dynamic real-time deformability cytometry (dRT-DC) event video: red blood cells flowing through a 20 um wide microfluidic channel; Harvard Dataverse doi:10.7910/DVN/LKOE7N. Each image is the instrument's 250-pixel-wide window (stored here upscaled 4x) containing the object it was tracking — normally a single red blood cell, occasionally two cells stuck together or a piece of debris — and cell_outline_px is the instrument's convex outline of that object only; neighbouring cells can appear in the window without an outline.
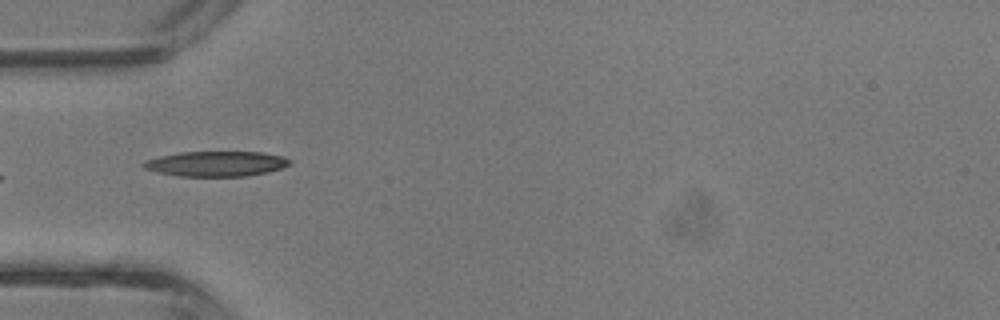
{"species": "common noctule bat (a hibernating species)", "species_latin": "Nyctalus noctula", "temperature_condition": "room temperature", "stored_images_in_passage": 22, "camera_frame_rate_fps": 3000, "um_per_image_px": 0.085, "animal": {"sex": "male", "body_mass_g": 13.3}, "frame": {"image": 1, "passage_image": 1, "time_ms": 0.0, "image_size_px": [1000, 320], "cell_outline_px": [[292, 164], [268, 172], [244, 176], [180, 176], [156, 172], [144, 168], [140, 164], [144, 160], [160, 156], [180, 152], [260, 152], [284, 156], [292, 160]], "centroid_in_image_um": [18.37, 13.91], "position_along_channel_um": 66.6, "area_um2": 21.5}}
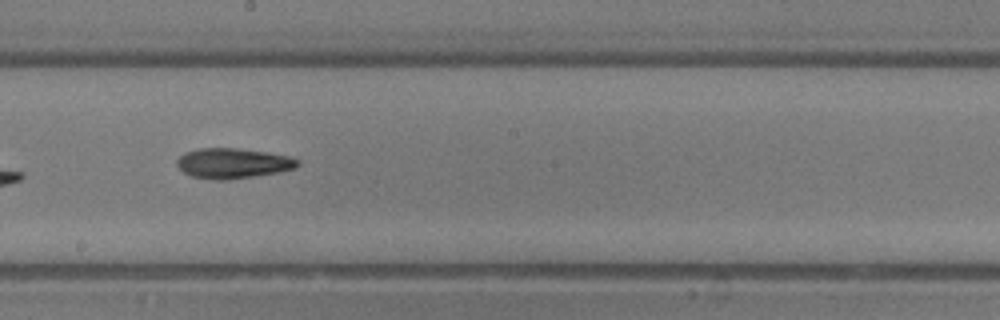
{"frame": {"image": 2, "passage_image": 11, "time_ms": 3.333, "image_size_px": [1000, 320], "cell_outline_px": [[300, 164], [296, 168], [280, 172], [228, 180], [212, 180], [192, 176], [184, 172], [176, 164], [176, 160], [184, 152], [200, 148], [236, 148], [264, 152], [288, 156], [300, 160]], "centroid_in_image_um": [19.8, 13.88], "position_along_channel_um": 228.4, "area_um2": 21.27}}
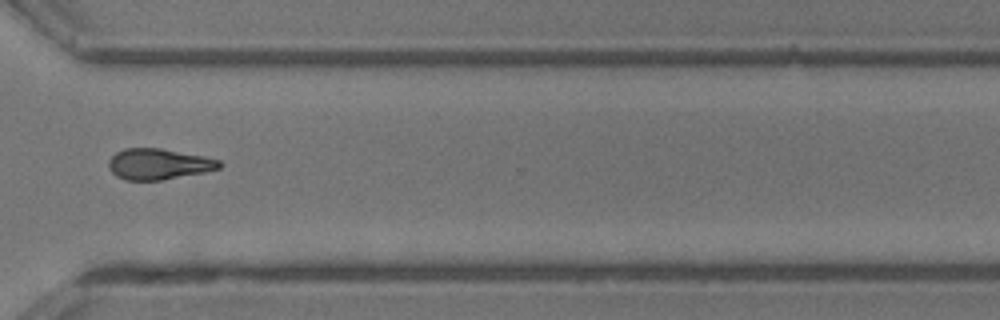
{"frame": {"image": 3, "passage_image": 19, "time_ms": 6.0, "image_size_px": [1000, 320], "cell_outline_px": [[224, 164], [220, 168], [204, 172], [160, 180], [124, 180], [116, 176], [108, 168], [108, 160], [116, 152], [124, 148], [160, 148], [204, 156], [220, 160]], "centroid_in_image_um": [13.47, 13.94], "position_along_channel_um": 357.1, "area_um2": 20.0}, "authors_computed_cell_mechanics": {"area_um2": 20.0277, "velocity_mm_per_s": 4.844, "shape_relaxation_time_tau1_ms": 6.303, "shape_relaxation_time_tau2_ms": 4.3156, "deformation_change_tau1": 0.2002, "deformation_change_tau2": 0.172}}